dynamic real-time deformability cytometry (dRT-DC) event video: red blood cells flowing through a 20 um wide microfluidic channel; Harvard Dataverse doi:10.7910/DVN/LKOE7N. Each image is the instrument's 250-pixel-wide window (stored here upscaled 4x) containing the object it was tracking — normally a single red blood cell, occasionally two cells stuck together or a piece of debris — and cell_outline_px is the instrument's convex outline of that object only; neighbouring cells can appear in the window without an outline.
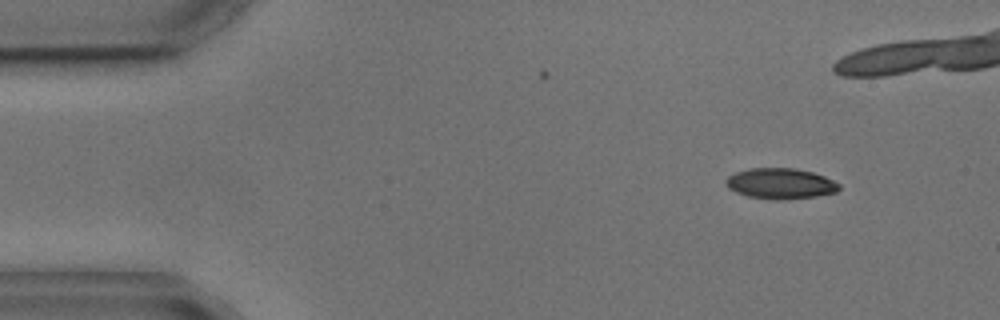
{"species": "common noctule bat (a hibernating species)", "species_latin": "Nyctalus noctula", "temperature_condition": "cold", "stored_images_in_passage": 2, "camera_frame_rate_fps": 3000, "um_per_image_px": 0.085, "animal": {"sex": "male", "body_mass_g": 17.9, "forearm_length_mm": 54.2}, "frame": {"image": 1, "passage_image": 2, "time_ms": 2.0, "image_size_px": [1000, 320], "cell_outline_px": [[840, 188], [836, 192], [816, 196], [780, 200], [776, 200], [748, 196], [736, 192], [728, 188], [724, 184], [724, 180], [728, 176], [736, 172], [748, 168], [792, 168], [812, 172], [824, 176], [840, 184]], "centroid_in_image_um": [66.3, 15.6], "position_along_channel_um": 18.7, "area_um2": 20.23}}